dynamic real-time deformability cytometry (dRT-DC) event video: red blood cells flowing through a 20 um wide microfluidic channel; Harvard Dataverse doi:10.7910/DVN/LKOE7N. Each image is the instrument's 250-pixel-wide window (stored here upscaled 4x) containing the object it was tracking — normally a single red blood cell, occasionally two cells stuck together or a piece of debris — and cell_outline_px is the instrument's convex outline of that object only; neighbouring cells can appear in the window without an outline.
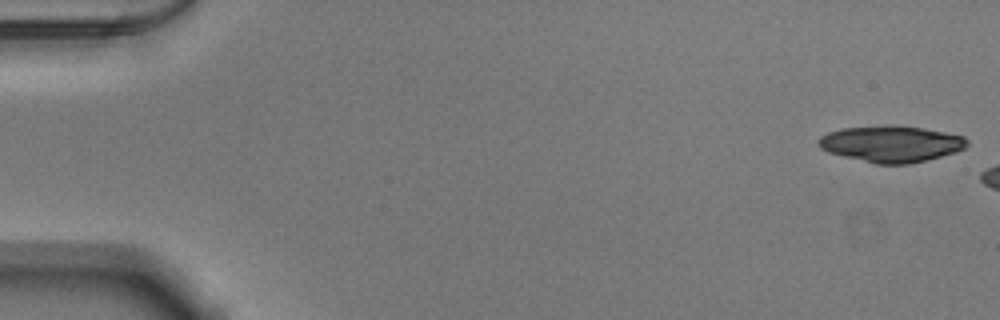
{"species": "Egyptian fruit bat (a non-hibernating species)", "species_latin": "Rousettus aegyptiacus", "temperature_condition": "warm", "stored_images_in_passage": 10, "camera_frame_rate_fps": 3000, "um_per_image_px": 0.085, "animal": {"sex": "male"}, "frame": {"image": 1, "passage_image": 1, "time_ms": 0.0, "image_size_px": [1000, 320], "cell_outline_px": [[968, 144], [964, 148], [956, 152], [908, 164], [876, 164], [828, 152], [820, 148], [816, 144], [820, 136], [828, 132], [844, 128], [924, 128], [964, 136], [968, 140]], "centroid_in_image_um": [75.75, 12.27], "position_along_channel_um": 9.3, "area_um2": 30.35}}